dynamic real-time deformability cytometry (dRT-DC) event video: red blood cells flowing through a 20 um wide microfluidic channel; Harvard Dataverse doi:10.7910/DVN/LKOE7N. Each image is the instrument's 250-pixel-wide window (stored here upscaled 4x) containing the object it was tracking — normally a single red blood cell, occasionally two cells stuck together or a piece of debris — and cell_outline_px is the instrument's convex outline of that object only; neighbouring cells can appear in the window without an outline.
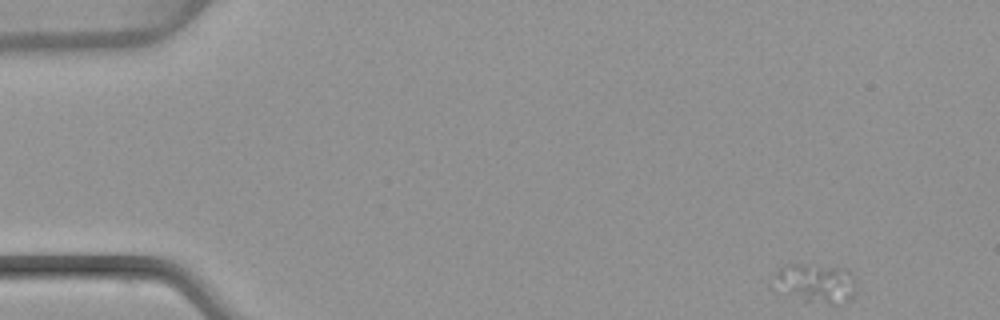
{"species": "common noctule bat (a hibernating species)", "species_latin": "Nyctalus noctula", "temperature_condition": "warm", "stored_images_in_passage": 41, "camera_frame_rate_fps": 3000, "um_per_image_px": 0.085, "animal": {"sex": "female", "body_mass_g": 22.7, "forearm_length_mm": 54.2}, "frame": {"image": 1, "passage_image": 1, "time_ms": 0.0, "image_size_px": [1000, 320], "cell_outline_px": [[856, 288], [852, 296], [848, 300], [836, 304], [804, 304], [776, 280], [776, 272], [784, 264], [804, 264], [848, 268], [856, 280]], "centroid_in_image_um": [69.48, 24.07], "position_along_channel_um": 15.5, "area_um2": 18.55}}
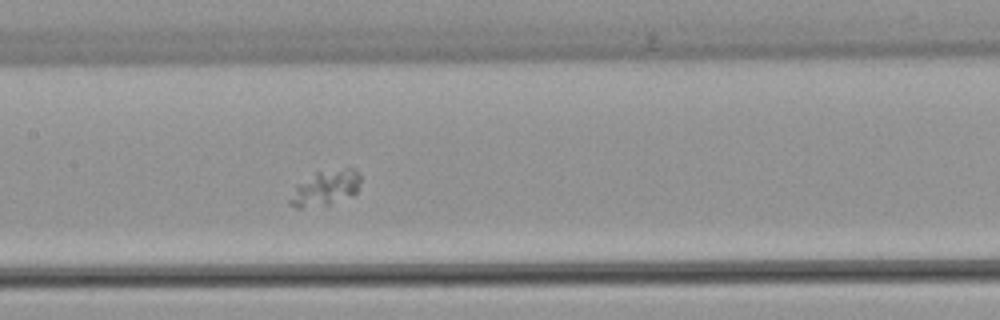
{"frame": {"image": 2, "passage_image": 22, "time_ms": 7.0, "image_size_px": [1000, 320], "cell_outline_px": [[360, 180], [356, 192], [352, 196], [328, 204], [300, 208], [296, 208], [288, 204], [288, 200], [296, 184], [316, 172], [344, 168], [356, 168], [360, 176]], "centroid_in_image_um": [27.64, 15.97], "position_along_channel_um": 179.8, "area_um2": 14.51}}
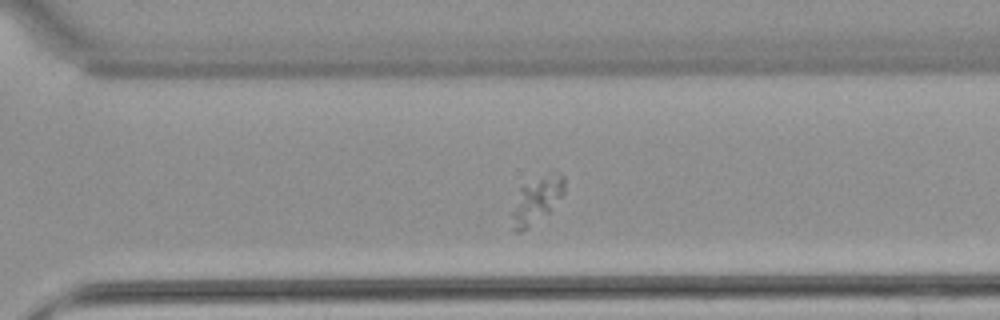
{"frame": {"image": 3, "passage_image": 33, "time_ms": 10.667, "image_size_px": [1000, 320], "cell_outline_px": [[564, 192], [548, 212], [520, 232], [512, 232], [512, 212], [520, 188], [560, 172], [564, 176]], "centroid_in_image_um": [45.59, 17.08], "position_along_channel_um": 325.0, "area_um2": 13.06}}